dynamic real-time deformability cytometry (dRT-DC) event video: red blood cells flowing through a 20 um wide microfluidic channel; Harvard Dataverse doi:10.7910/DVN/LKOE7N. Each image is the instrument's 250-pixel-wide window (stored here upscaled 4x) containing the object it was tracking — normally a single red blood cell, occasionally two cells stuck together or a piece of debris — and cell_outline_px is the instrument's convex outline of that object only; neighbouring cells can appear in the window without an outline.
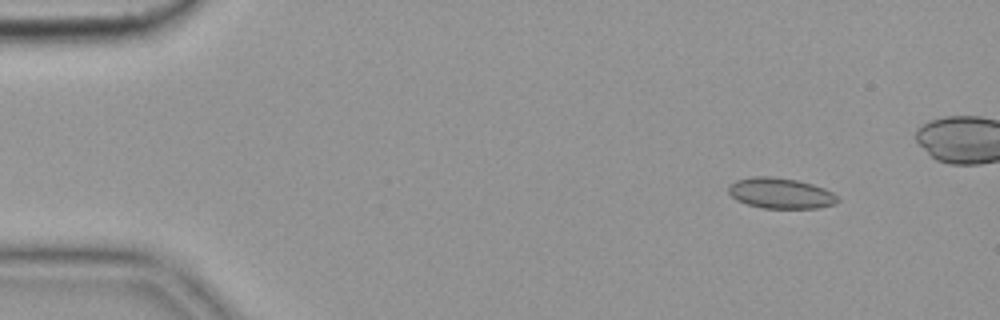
{"species": "common noctule bat (a hibernating species)", "species_latin": "Nyctalus noctula", "temperature_condition": "cold", "stored_images_in_passage": 4, "camera_frame_rate_fps": 3000, "um_per_image_px": 0.085, "animal": {"sex": "female", "body_mass_g": 19.9}, "frame": {"image": 1, "passage_image": 1, "time_ms": 0.0, "image_size_px": [1000, 320], "cell_outline_px": [[840, 200], [832, 204], [820, 208], [764, 208], [748, 204], [736, 200], [728, 192], [728, 184], [736, 180], [752, 176], [768, 176], [796, 180], [812, 184], [824, 188], [832, 192]], "centroid_in_image_um": [66.32, 16.42], "position_along_channel_um": 18.7, "area_um2": 19.42}}